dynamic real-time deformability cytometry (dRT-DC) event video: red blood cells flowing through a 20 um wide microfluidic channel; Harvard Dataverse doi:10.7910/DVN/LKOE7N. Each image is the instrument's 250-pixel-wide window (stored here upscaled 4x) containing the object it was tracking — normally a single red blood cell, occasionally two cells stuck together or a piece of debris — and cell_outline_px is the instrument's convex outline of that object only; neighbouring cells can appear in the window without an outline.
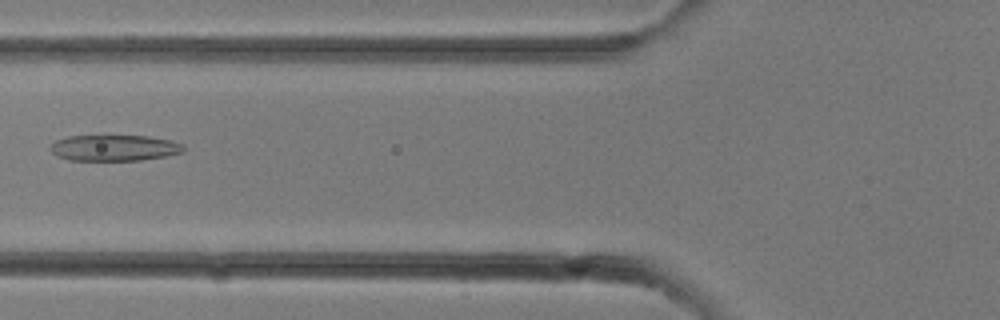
{"species": "common noctule bat (a hibernating species)", "species_latin": "Nyctalus noctula", "temperature_condition": "room temperature", "stored_images_in_passage": 7, "camera_frame_rate_fps": 3000, "um_per_image_px": 0.085, "animal": {"sex": "female"}, "frame": {"image": 1, "passage_image": 6, "time_ms": 1.667, "image_size_px": [1000, 320], "cell_outline_px": [[184, 152], [164, 156], [140, 160], [68, 160], [56, 156], [48, 148], [56, 140], [68, 136], [148, 136], [172, 140], [184, 144]], "centroid_in_image_um": [9.71, 12.57], "position_along_channel_um": 116.1, "area_um2": 20.23}}